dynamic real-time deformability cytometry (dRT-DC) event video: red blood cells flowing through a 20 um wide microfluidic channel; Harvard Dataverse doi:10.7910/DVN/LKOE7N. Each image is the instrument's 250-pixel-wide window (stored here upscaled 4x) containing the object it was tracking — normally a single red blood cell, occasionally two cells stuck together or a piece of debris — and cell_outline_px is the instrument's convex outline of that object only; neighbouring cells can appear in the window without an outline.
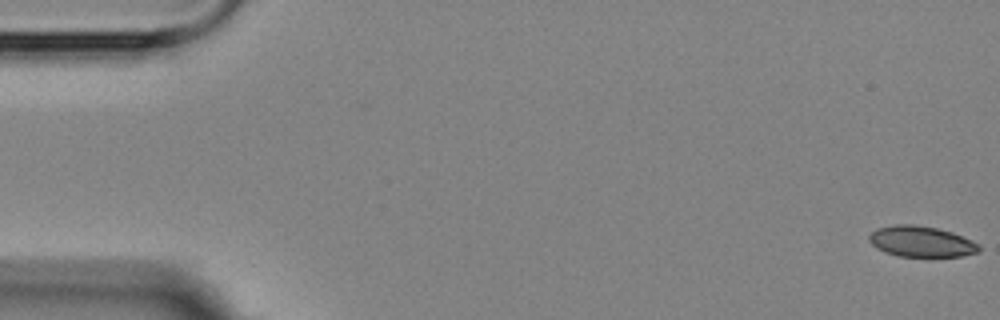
{"species": "Egyptian fruit bat (a non-hibernating species)", "species_latin": "Rousettus aegyptiacus", "temperature_condition": "room temperature", "stored_images_in_passage": 2, "camera_frame_rate_fps": 3000, "um_per_image_px": 0.085, "animal": {"sex": "female"}, "frame": {"image": 1, "passage_image": 2, "time_ms": 1.333, "image_size_px": [1000, 320], "cell_outline_px": [[980, 248], [976, 252], [960, 256], [900, 256], [884, 252], [876, 248], [868, 240], [868, 236], [876, 228], [896, 224], [912, 224], [936, 228], [952, 232], [972, 240], [980, 244]], "centroid_in_image_um": [78.27, 20.52], "position_along_channel_um": 6.7, "area_um2": 19.65}}